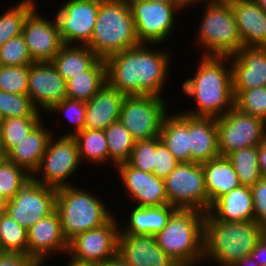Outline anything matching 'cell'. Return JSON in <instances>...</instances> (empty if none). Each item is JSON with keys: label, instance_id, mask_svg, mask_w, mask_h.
<instances>
[{"label": "cell", "instance_id": "cell-29", "mask_svg": "<svg viewBox=\"0 0 266 266\" xmlns=\"http://www.w3.org/2000/svg\"><path fill=\"white\" fill-rule=\"evenodd\" d=\"M159 138L179 162H190L189 115H166Z\"/></svg>", "mask_w": 266, "mask_h": 266}, {"label": "cell", "instance_id": "cell-32", "mask_svg": "<svg viewBox=\"0 0 266 266\" xmlns=\"http://www.w3.org/2000/svg\"><path fill=\"white\" fill-rule=\"evenodd\" d=\"M227 158L235 168L241 185L252 187L262 178L258 162V146L234 151Z\"/></svg>", "mask_w": 266, "mask_h": 266}, {"label": "cell", "instance_id": "cell-59", "mask_svg": "<svg viewBox=\"0 0 266 266\" xmlns=\"http://www.w3.org/2000/svg\"><path fill=\"white\" fill-rule=\"evenodd\" d=\"M6 157L2 154V153H0V164H1V162L5 159Z\"/></svg>", "mask_w": 266, "mask_h": 266}, {"label": "cell", "instance_id": "cell-54", "mask_svg": "<svg viewBox=\"0 0 266 266\" xmlns=\"http://www.w3.org/2000/svg\"><path fill=\"white\" fill-rule=\"evenodd\" d=\"M195 1L197 2L198 0H178V3L182 7H184L185 5L188 6V5H190V3L195 2Z\"/></svg>", "mask_w": 266, "mask_h": 266}, {"label": "cell", "instance_id": "cell-6", "mask_svg": "<svg viewBox=\"0 0 266 266\" xmlns=\"http://www.w3.org/2000/svg\"><path fill=\"white\" fill-rule=\"evenodd\" d=\"M56 210L68 242L80 233L103 226L113 217L100 200L72 185L57 190Z\"/></svg>", "mask_w": 266, "mask_h": 266}, {"label": "cell", "instance_id": "cell-47", "mask_svg": "<svg viewBox=\"0 0 266 266\" xmlns=\"http://www.w3.org/2000/svg\"><path fill=\"white\" fill-rule=\"evenodd\" d=\"M0 266H41V264L27 254L0 253Z\"/></svg>", "mask_w": 266, "mask_h": 266}, {"label": "cell", "instance_id": "cell-16", "mask_svg": "<svg viewBox=\"0 0 266 266\" xmlns=\"http://www.w3.org/2000/svg\"><path fill=\"white\" fill-rule=\"evenodd\" d=\"M36 13L34 8L27 15L22 35L34 62H51L64 43L61 40L56 19L51 22Z\"/></svg>", "mask_w": 266, "mask_h": 266}, {"label": "cell", "instance_id": "cell-19", "mask_svg": "<svg viewBox=\"0 0 266 266\" xmlns=\"http://www.w3.org/2000/svg\"><path fill=\"white\" fill-rule=\"evenodd\" d=\"M118 256L128 266H177L153 235L119 234Z\"/></svg>", "mask_w": 266, "mask_h": 266}, {"label": "cell", "instance_id": "cell-36", "mask_svg": "<svg viewBox=\"0 0 266 266\" xmlns=\"http://www.w3.org/2000/svg\"><path fill=\"white\" fill-rule=\"evenodd\" d=\"M34 8V1L24 0L0 16V47L22 34L26 17Z\"/></svg>", "mask_w": 266, "mask_h": 266}, {"label": "cell", "instance_id": "cell-38", "mask_svg": "<svg viewBox=\"0 0 266 266\" xmlns=\"http://www.w3.org/2000/svg\"><path fill=\"white\" fill-rule=\"evenodd\" d=\"M40 122L41 118L13 117L1 120L0 129L6 155Z\"/></svg>", "mask_w": 266, "mask_h": 266}, {"label": "cell", "instance_id": "cell-13", "mask_svg": "<svg viewBox=\"0 0 266 266\" xmlns=\"http://www.w3.org/2000/svg\"><path fill=\"white\" fill-rule=\"evenodd\" d=\"M57 190L41 185L32 178L6 202L5 212L25 229L56 209Z\"/></svg>", "mask_w": 266, "mask_h": 266}, {"label": "cell", "instance_id": "cell-20", "mask_svg": "<svg viewBox=\"0 0 266 266\" xmlns=\"http://www.w3.org/2000/svg\"><path fill=\"white\" fill-rule=\"evenodd\" d=\"M119 174L131 197L139 202L137 206L151 207L168 204L164 179L154 173H147L130 166L127 162L118 164Z\"/></svg>", "mask_w": 266, "mask_h": 266}, {"label": "cell", "instance_id": "cell-46", "mask_svg": "<svg viewBox=\"0 0 266 266\" xmlns=\"http://www.w3.org/2000/svg\"><path fill=\"white\" fill-rule=\"evenodd\" d=\"M255 221L266 232V177L251 187Z\"/></svg>", "mask_w": 266, "mask_h": 266}, {"label": "cell", "instance_id": "cell-53", "mask_svg": "<svg viewBox=\"0 0 266 266\" xmlns=\"http://www.w3.org/2000/svg\"><path fill=\"white\" fill-rule=\"evenodd\" d=\"M257 5L266 12V0H254Z\"/></svg>", "mask_w": 266, "mask_h": 266}, {"label": "cell", "instance_id": "cell-45", "mask_svg": "<svg viewBox=\"0 0 266 266\" xmlns=\"http://www.w3.org/2000/svg\"><path fill=\"white\" fill-rule=\"evenodd\" d=\"M180 162L168 150L159 137H155V165L153 173L165 179Z\"/></svg>", "mask_w": 266, "mask_h": 266}, {"label": "cell", "instance_id": "cell-10", "mask_svg": "<svg viewBox=\"0 0 266 266\" xmlns=\"http://www.w3.org/2000/svg\"><path fill=\"white\" fill-rule=\"evenodd\" d=\"M220 156L227 157L234 151L259 146L266 134V122L232 107L216 118Z\"/></svg>", "mask_w": 266, "mask_h": 266}, {"label": "cell", "instance_id": "cell-23", "mask_svg": "<svg viewBox=\"0 0 266 266\" xmlns=\"http://www.w3.org/2000/svg\"><path fill=\"white\" fill-rule=\"evenodd\" d=\"M125 95L113 88L108 82L85 102V128L105 130L110 124L119 120Z\"/></svg>", "mask_w": 266, "mask_h": 266}, {"label": "cell", "instance_id": "cell-11", "mask_svg": "<svg viewBox=\"0 0 266 266\" xmlns=\"http://www.w3.org/2000/svg\"><path fill=\"white\" fill-rule=\"evenodd\" d=\"M127 1L140 44L164 42L168 34L172 32L175 11L183 8L178 2Z\"/></svg>", "mask_w": 266, "mask_h": 266}, {"label": "cell", "instance_id": "cell-7", "mask_svg": "<svg viewBox=\"0 0 266 266\" xmlns=\"http://www.w3.org/2000/svg\"><path fill=\"white\" fill-rule=\"evenodd\" d=\"M199 32L205 56L228 57L244 47L228 0H210ZM211 53H210V52Z\"/></svg>", "mask_w": 266, "mask_h": 266}, {"label": "cell", "instance_id": "cell-12", "mask_svg": "<svg viewBox=\"0 0 266 266\" xmlns=\"http://www.w3.org/2000/svg\"><path fill=\"white\" fill-rule=\"evenodd\" d=\"M49 139L46 152L44 153L35 174L44 170L42 178L32 175L31 178L41 185L56 190L71 186L66 179L71 176L80 163L77 142L73 136H62L57 141Z\"/></svg>", "mask_w": 266, "mask_h": 266}, {"label": "cell", "instance_id": "cell-50", "mask_svg": "<svg viewBox=\"0 0 266 266\" xmlns=\"http://www.w3.org/2000/svg\"><path fill=\"white\" fill-rule=\"evenodd\" d=\"M99 266H128V265L117 254L115 257L103 262L102 264H99Z\"/></svg>", "mask_w": 266, "mask_h": 266}, {"label": "cell", "instance_id": "cell-33", "mask_svg": "<svg viewBox=\"0 0 266 266\" xmlns=\"http://www.w3.org/2000/svg\"><path fill=\"white\" fill-rule=\"evenodd\" d=\"M104 134L109 149V159L114 161L115 165L127 162L135 144L131 133L120 120H117L104 130Z\"/></svg>", "mask_w": 266, "mask_h": 266}, {"label": "cell", "instance_id": "cell-8", "mask_svg": "<svg viewBox=\"0 0 266 266\" xmlns=\"http://www.w3.org/2000/svg\"><path fill=\"white\" fill-rule=\"evenodd\" d=\"M156 95L125 96L119 120L135 141L159 137L166 116L165 103Z\"/></svg>", "mask_w": 266, "mask_h": 266}, {"label": "cell", "instance_id": "cell-60", "mask_svg": "<svg viewBox=\"0 0 266 266\" xmlns=\"http://www.w3.org/2000/svg\"><path fill=\"white\" fill-rule=\"evenodd\" d=\"M177 266H193V265H177Z\"/></svg>", "mask_w": 266, "mask_h": 266}, {"label": "cell", "instance_id": "cell-57", "mask_svg": "<svg viewBox=\"0 0 266 266\" xmlns=\"http://www.w3.org/2000/svg\"><path fill=\"white\" fill-rule=\"evenodd\" d=\"M6 200L3 198V196L0 194V206H5L6 205Z\"/></svg>", "mask_w": 266, "mask_h": 266}, {"label": "cell", "instance_id": "cell-17", "mask_svg": "<svg viewBox=\"0 0 266 266\" xmlns=\"http://www.w3.org/2000/svg\"><path fill=\"white\" fill-rule=\"evenodd\" d=\"M27 94L35 107L40 104L48 111L67 98L66 80L51 62H32L29 65Z\"/></svg>", "mask_w": 266, "mask_h": 266}, {"label": "cell", "instance_id": "cell-14", "mask_svg": "<svg viewBox=\"0 0 266 266\" xmlns=\"http://www.w3.org/2000/svg\"><path fill=\"white\" fill-rule=\"evenodd\" d=\"M114 217L101 227L80 233L69 241L71 258L87 263L102 264L115 257L118 250L119 229Z\"/></svg>", "mask_w": 266, "mask_h": 266}, {"label": "cell", "instance_id": "cell-37", "mask_svg": "<svg viewBox=\"0 0 266 266\" xmlns=\"http://www.w3.org/2000/svg\"><path fill=\"white\" fill-rule=\"evenodd\" d=\"M28 94H13L0 90V117L8 119L20 118H41Z\"/></svg>", "mask_w": 266, "mask_h": 266}, {"label": "cell", "instance_id": "cell-18", "mask_svg": "<svg viewBox=\"0 0 266 266\" xmlns=\"http://www.w3.org/2000/svg\"><path fill=\"white\" fill-rule=\"evenodd\" d=\"M68 248L69 242L64 237L61 219L56 209L27 229V255L41 265L47 254L55 252L56 249L68 254Z\"/></svg>", "mask_w": 266, "mask_h": 266}, {"label": "cell", "instance_id": "cell-30", "mask_svg": "<svg viewBox=\"0 0 266 266\" xmlns=\"http://www.w3.org/2000/svg\"><path fill=\"white\" fill-rule=\"evenodd\" d=\"M78 46L64 44L51 61L66 81L88 70L99 59L87 45Z\"/></svg>", "mask_w": 266, "mask_h": 266}, {"label": "cell", "instance_id": "cell-28", "mask_svg": "<svg viewBox=\"0 0 266 266\" xmlns=\"http://www.w3.org/2000/svg\"><path fill=\"white\" fill-rule=\"evenodd\" d=\"M178 208L169 204L163 206H136L130 214L129 225L119 234L153 235L161 232Z\"/></svg>", "mask_w": 266, "mask_h": 266}, {"label": "cell", "instance_id": "cell-24", "mask_svg": "<svg viewBox=\"0 0 266 266\" xmlns=\"http://www.w3.org/2000/svg\"><path fill=\"white\" fill-rule=\"evenodd\" d=\"M190 162L203 163L220 156L216 118L189 115Z\"/></svg>", "mask_w": 266, "mask_h": 266}, {"label": "cell", "instance_id": "cell-4", "mask_svg": "<svg viewBox=\"0 0 266 266\" xmlns=\"http://www.w3.org/2000/svg\"><path fill=\"white\" fill-rule=\"evenodd\" d=\"M140 45L127 0H99L94 30L87 46L100 58Z\"/></svg>", "mask_w": 266, "mask_h": 266}, {"label": "cell", "instance_id": "cell-39", "mask_svg": "<svg viewBox=\"0 0 266 266\" xmlns=\"http://www.w3.org/2000/svg\"><path fill=\"white\" fill-rule=\"evenodd\" d=\"M31 179L23 168L5 158L0 164V194L8 201Z\"/></svg>", "mask_w": 266, "mask_h": 266}, {"label": "cell", "instance_id": "cell-15", "mask_svg": "<svg viewBox=\"0 0 266 266\" xmlns=\"http://www.w3.org/2000/svg\"><path fill=\"white\" fill-rule=\"evenodd\" d=\"M99 10V0H69L55 16L61 40L66 45L90 42Z\"/></svg>", "mask_w": 266, "mask_h": 266}, {"label": "cell", "instance_id": "cell-48", "mask_svg": "<svg viewBox=\"0 0 266 266\" xmlns=\"http://www.w3.org/2000/svg\"><path fill=\"white\" fill-rule=\"evenodd\" d=\"M250 256L260 265L266 266V232L259 239Z\"/></svg>", "mask_w": 266, "mask_h": 266}, {"label": "cell", "instance_id": "cell-42", "mask_svg": "<svg viewBox=\"0 0 266 266\" xmlns=\"http://www.w3.org/2000/svg\"><path fill=\"white\" fill-rule=\"evenodd\" d=\"M27 66H0V90L13 94H27L28 91Z\"/></svg>", "mask_w": 266, "mask_h": 266}, {"label": "cell", "instance_id": "cell-27", "mask_svg": "<svg viewBox=\"0 0 266 266\" xmlns=\"http://www.w3.org/2000/svg\"><path fill=\"white\" fill-rule=\"evenodd\" d=\"M52 133L42 127V121L6 156L31 176L37 171ZM34 173H33V172Z\"/></svg>", "mask_w": 266, "mask_h": 266}, {"label": "cell", "instance_id": "cell-56", "mask_svg": "<svg viewBox=\"0 0 266 266\" xmlns=\"http://www.w3.org/2000/svg\"><path fill=\"white\" fill-rule=\"evenodd\" d=\"M144 2H178V0H140Z\"/></svg>", "mask_w": 266, "mask_h": 266}, {"label": "cell", "instance_id": "cell-35", "mask_svg": "<svg viewBox=\"0 0 266 266\" xmlns=\"http://www.w3.org/2000/svg\"><path fill=\"white\" fill-rule=\"evenodd\" d=\"M0 252L27 254V229L6 212L0 218Z\"/></svg>", "mask_w": 266, "mask_h": 266}, {"label": "cell", "instance_id": "cell-49", "mask_svg": "<svg viewBox=\"0 0 266 266\" xmlns=\"http://www.w3.org/2000/svg\"><path fill=\"white\" fill-rule=\"evenodd\" d=\"M258 162L262 177H266V134L258 146Z\"/></svg>", "mask_w": 266, "mask_h": 266}, {"label": "cell", "instance_id": "cell-1", "mask_svg": "<svg viewBox=\"0 0 266 266\" xmlns=\"http://www.w3.org/2000/svg\"><path fill=\"white\" fill-rule=\"evenodd\" d=\"M140 44L109 56L107 82L125 96H160L169 67L168 54Z\"/></svg>", "mask_w": 266, "mask_h": 266}, {"label": "cell", "instance_id": "cell-2", "mask_svg": "<svg viewBox=\"0 0 266 266\" xmlns=\"http://www.w3.org/2000/svg\"><path fill=\"white\" fill-rule=\"evenodd\" d=\"M226 58L203 56L196 75L186 80L182 88L186 95L195 99L198 109L185 114L218 118L234 106L232 69L226 70L222 62Z\"/></svg>", "mask_w": 266, "mask_h": 266}, {"label": "cell", "instance_id": "cell-34", "mask_svg": "<svg viewBox=\"0 0 266 266\" xmlns=\"http://www.w3.org/2000/svg\"><path fill=\"white\" fill-rule=\"evenodd\" d=\"M77 142L80 160L86 159L95 163L108 161L109 149L104 130L84 129L73 135Z\"/></svg>", "mask_w": 266, "mask_h": 266}, {"label": "cell", "instance_id": "cell-3", "mask_svg": "<svg viewBox=\"0 0 266 266\" xmlns=\"http://www.w3.org/2000/svg\"><path fill=\"white\" fill-rule=\"evenodd\" d=\"M265 231L254 221L223 222L209 212L204 216L203 258L212 256L223 266H232L251 251Z\"/></svg>", "mask_w": 266, "mask_h": 266}, {"label": "cell", "instance_id": "cell-26", "mask_svg": "<svg viewBox=\"0 0 266 266\" xmlns=\"http://www.w3.org/2000/svg\"><path fill=\"white\" fill-rule=\"evenodd\" d=\"M207 192V212L222 195L241 186L238 175L227 157L219 156L201 163Z\"/></svg>", "mask_w": 266, "mask_h": 266}, {"label": "cell", "instance_id": "cell-52", "mask_svg": "<svg viewBox=\"0 0 266 266\" xmlns=\"http://www.w3.org/2000/svg\"><path fill=\"white\" fill-rule=\"evenodd\" d=\"M68 266H99V264L80 262V261H77V260L71 258V262Z\"/></svg>", "mask_w": 266, "mask_h": 266}, {"label": "cell", "instance_id": "cell-31", "mask_svg": "<svg viewBox=\"0 0 266 266\" xmlns=\"http://www.w3.org/2000/svg\"><path fill=\"white\" fill-rule=\"evenodd\" d=\"M106 82V61L99 58L88 70L66 81L67 98L87 102Z\"/></svg>", "mask_w": 266, "mask_h": 266}, {"label": "cell", "instance_id": "cell-21", "mask_svg": "<svg viewBox=\"0 0 266 266\" xmlns=\"http://www.w3.org/2000/svg\"><path fill=\"white\" fill-rule=\"evenodd\" d=\"M231 64L233 92L266 86V48L243 47Z\"/></svg>", "mask_w": 266, "mask_h": 266}, {"label": "cell", "instance_id": "cell-9", "mask_svg": "<svg viewBox=\"0 0 266 266\" xmlns=\"http://www.w3.org/2000/svg\"><path fill=\"white\" fill-rule=\"evenodd\" d=\"M164 182L169 205L207 212V192L201 163L180 162Z\"/></svg>", "mask_w": 266, "mask_h": 266}, {"label": "cell", "instance_id": "cell-55", "mask_svg": "<svg viewBox=\"0 0 266 266\" xmlns=\"http://www.w3.org/2000/svg\"><path fill=\"white\" fill-rule=\"evenodd\" d=\"M0 153H2L5 157L7 156L6 153H5L4 146H3L1 129H0Z\"/></svg>", "mask_w": 266, "mask_h": 266}, {"label": "cell", "instance_id": "cell-40", "mask_svg": "<svg viewBox=\"0 0 266 266\" xmlns=\"http://www.w3.org/2000/svg\"><path fill=\"white\" fill-rule=\"evenodd\" d=\"M234 93V107L266 122V86Z\"/></svg>", "mask_w": 266, "mask_h": 266}, {"label": "cell", "instance_id": "cell-43", "mask_svg": "<svg viewBox=\"0 0 266 266\" xmlns=\"http://www.w3.org/2000/svg\"><path fill=\"white\" fill-rule=\"evenodd\" d=\"M127 163L135 169L153 173L155 165V137L135 141L132 153Z\"/></svg>", "mask_w": 266, "mask_h": 266}, {"label": "cell", "instance_id": "cell-41", "mask_svg": "<svg viewBox=\"0 0 266 266\" xmlns=\"http://www.w3.org/2000/svg\"><path fill=\"white\" fill-rule=\"evenodd\" d=\"M32 62L22 34L9 39L0 47V66H27Z\"/></svg>", "mask_w": 266, "mask_h": 266}, {"label": "cell", "instance_id": "cell-25", "mask_svg": "<svg viewBox=\"0 0 266 266\" xmlns=\"http://www.w3.org/2000/svg\"><path fill=\"white\" fill-rule=\"evenodd\" d=\"M208 212L215 219L223 222L254 221L251 187L241 185L222 195L211 205Z\"/></svg>", "mask_w": 266, "mask_h": 266}, {"label": "cell", "instance_id": "cell-44", "mask_svg": "<svg viewBox=\"0 0 266 266\" xmlns=\"http://www.w3.org/2000/svg\"><path fill=\"white\" fill-rule=\"evenodd\" d=\"M66 112L69 116V120L74 123L76 127L75 132L66 134V136H73L74 134L84 130L86 106L84 101L65 98L61 102L54 104L48 111ZM70 113V114H69ZM66 114V115H67Z\"/></svg>", "mask_w": 266, "mask_h": 266}, {"label": "cell", "instance_id": "cell-51", "mask_svg": "<svg viewBox=\"0 0 266 266\" xmlns=\"http://www.w3.org/2000/svg\"><path fill=\"white\" fill-rule=\"evenodd\" d=\"M232 266H260L251 256L243 257Z\"/></svg>", "mask_w": 266, "mask_h": 266}, {"label": "cell", "instance_id": "cell-22", "mask_svg": "<svg viewBox=\"0 0 266 266\" xmlns=\"http://www.w3.org/2000/svg\"><path fill=\"white\" fill-rule=\"evenodd\" d=\"M244 47L266 48V12L254 0H228Z\"/></svg>", "mask_w": 266, "mask_h": 266}, {"label": "cell", "instance_id": "cell-5", "mask_svg": "<svg viewBox=\"0 0 266 266\" xmlns=\"http://www.w3.org/2000/svg\"><path fill=\"white\" fill-rule=\"evenodd\" d=\"M204 216L199 210L178 208L154 236L159 247L178 265H197L202 260Z\"/></svg>", "mask_w": 266, "mask_h": 266}, {"label": "cell", "instance_id": "cell-58", "mask_svg": "<svg viewBox=\"0 0 266 266\" xmlns=\"http://www.w3.org/2000/svg\"><path fill=\"white\" fill-rule=\"evenodd\" d=\"M4 212H5V206H0V218Z\"/></svg>", "mask_w": 266, "mask_h": 266}]
</instances>
